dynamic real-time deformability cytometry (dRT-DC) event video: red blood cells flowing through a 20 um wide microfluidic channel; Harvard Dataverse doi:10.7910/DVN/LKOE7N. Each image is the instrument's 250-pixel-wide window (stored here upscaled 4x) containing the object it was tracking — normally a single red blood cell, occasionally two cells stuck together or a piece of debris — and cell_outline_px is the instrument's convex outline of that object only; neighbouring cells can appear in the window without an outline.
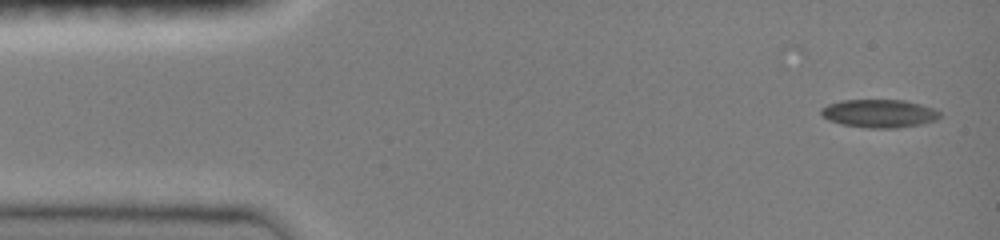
{"species": "common noctule bat (a hibernating species)", "species_latin": "Nyctalus noctula", "temperature_condition": "room temperature", "stored_images_in_passage": 5, "camera_frame_rate_fps": 3000, "um_per_image_px": 0.085, "animal": {"sex": "female", "body_mass_g": 19.0, "forearm_length_mm": 51.5}, "frame": {"image": 1, "passage_image": 1, "time_ms": 0.0, "image_size_px": [1000, 240], "cell_outline_px": [[940, 116], [936, 120], [920, 124], [900, 128], [868, 128], [840, 124], [828, 120], [820, 112], [820, 108], [828, 104], [840, 100], [904, 100], [920, 104], [932, 108], [940, 112]], "centroid_in_image_um": [74.71, 9.65], "position_along_channel_um": 10.3, "area_um2": 19.54}}
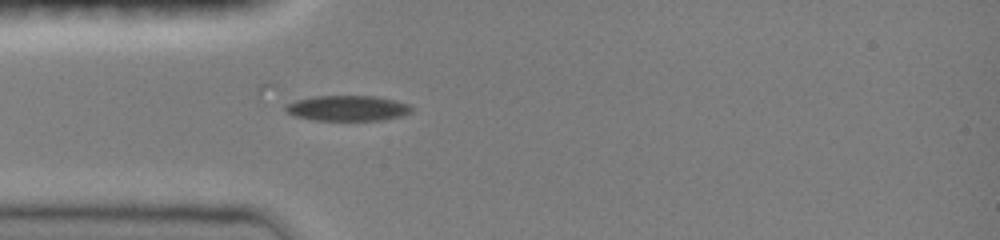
{"frame": {"image": 2, "passage_image": 5, "time_ms": 1.333, "image_size_px": [1000, 240], "cell_outline_px": [[412, 112], [404, 116], [380, 120], [312, 120], [296, 116], [288, 112], [284, 108], [288, 104], [296, 100], [312, 96], [376, 96], [408, 104], [412, 108]], "centroid_in_image_um": [29.56, 9.2], "position_along_channel_um": 55.4, "area_um2": 18.55}}